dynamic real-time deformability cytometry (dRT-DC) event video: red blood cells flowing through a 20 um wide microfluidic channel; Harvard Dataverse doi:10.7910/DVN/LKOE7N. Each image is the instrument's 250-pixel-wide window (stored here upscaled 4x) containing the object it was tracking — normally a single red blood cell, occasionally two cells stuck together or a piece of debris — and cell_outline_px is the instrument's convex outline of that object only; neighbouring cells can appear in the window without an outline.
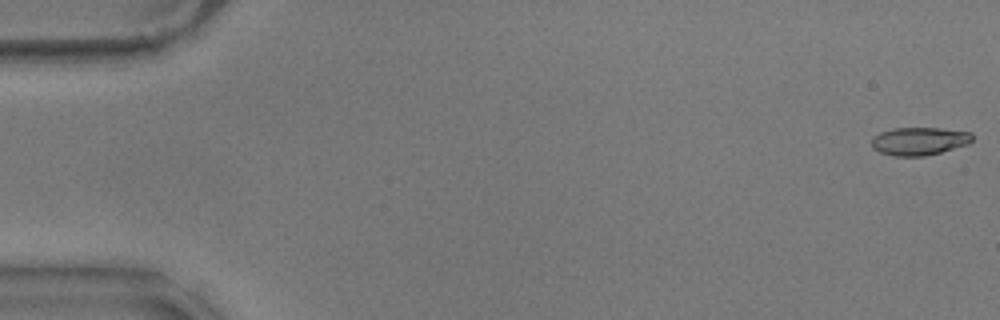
{"species": "common noctule bat (a hibernating species)", "species_latin": "Nyctalus noctula", "temperature_condition": "warm", "stored_images_in_passage": 57, "camera_frame_rate_fps": 3000, "um_per_image_px": 0.085, "animal": {"sex": "male", "body_mass_g": 17.9}, "frame": {"image": 1, "passage_image": 1, "time_ms": 0.0, "image_size_px": [1000, 320], "cell_outline_px": [[972, 140], [968, 144], [940, 152], [924, 156], [892, 156], [880, 152], [872, 148], [872, 136], [880, 132], [892, 128], [940, 128], [972, 132]], "centroid_in_image_um": [78.11, 11.99], "position_along_channel_um": 6.9, "area_um2": 16.47}}
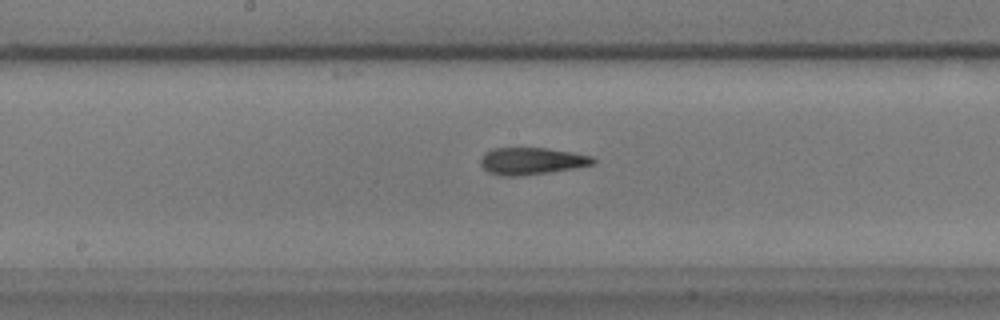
{"frame": {"image": 2, "passage_image": 30, "time_ms": 9.667, "image_size_px": [1000, 320], "cell_outline_px": [[596, 164], [548, 172], [520, 176], [504, 176], [488, 172], [480, 164], [480, 160], [484, 152], [492, 148], [548, 148], [572, 152], [592, 156], [596, 160]], "centroid_in_image_um": [45.18, 13.68], "position_along_channel_um": 203.0, "area_um2": 17.74}}
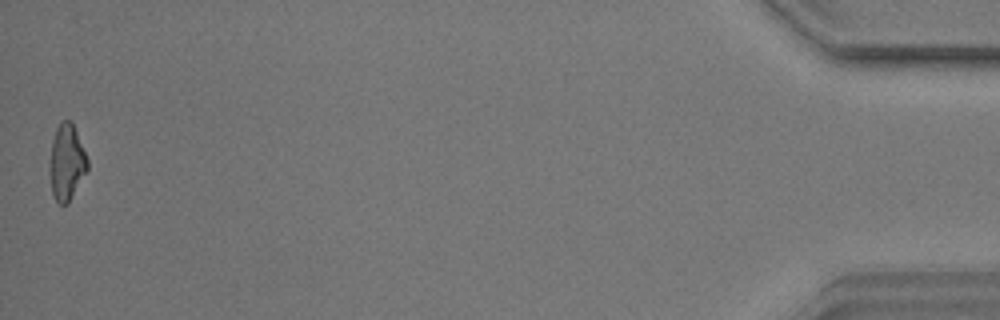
{"frame": {"image": 3, "passage_image": 57, "time_ms": 18.667, "image_size_px": [1000, 320], "cell_outline_px": [[88, 168], [68, 204], [60, 204], [56, 200], [52, 192], [48, 168], [48, 160], [52, 140], [56, 128], [60, 120], [72, 120], [88, 160]], "centroid_in_image_um": [5.63, 13.76], "position_along_channel_um": 429.6, "area_um2": 16.99}, "authors_computed_cell_mechanics": {"area_um2": 17.2822, "velocity_mm_per_s": 3.5521, "shape_relaxation_time_tau1_ms": null, "shape_relaxation_time_tau2_ms": 3.4853, "deformation_change_tau1": null, "deformation_change_tau2": 0.1239}}